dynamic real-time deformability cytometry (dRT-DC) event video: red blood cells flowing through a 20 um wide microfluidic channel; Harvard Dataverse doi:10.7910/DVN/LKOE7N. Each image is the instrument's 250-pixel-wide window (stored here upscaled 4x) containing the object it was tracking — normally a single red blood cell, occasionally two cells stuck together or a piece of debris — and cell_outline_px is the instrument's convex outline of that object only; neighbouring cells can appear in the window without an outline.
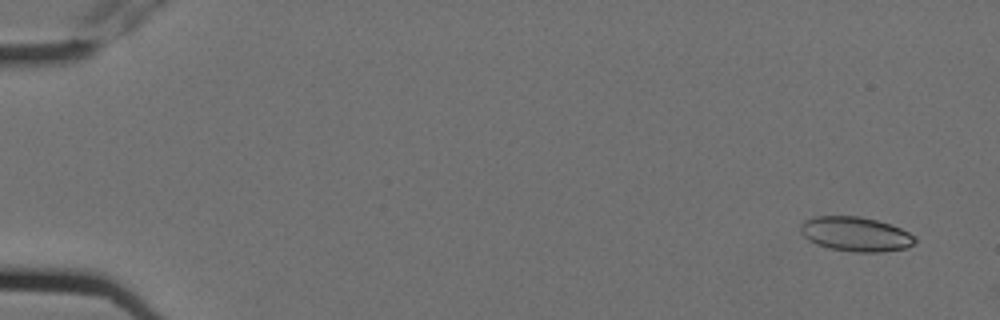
{"species": "Egyptian fruit bat (a non-hibernating species)", "species_latin": "Rousettus aegyptiacus", "temperature_condition": "cold", "stored_images_in_passage": 6, "camera_frame_rate_fps": 3000, "um_per_image_px": 0.085, "animal": {"sex": "female"}, "frame": {"image": 1, "passage_image": 2, "time_ms": 0.333, "image_size_px": [1000, 320], "cell_outline_px": [[916, 244], [908, 248], [880, 252], [852, 252], [828, 248], [816, 244], [808, 240], [800, 232], [800, 224], [804, 220], [816, 216], [860, 216], [876, 220], [900, 228], [916, 236]], "centroid_in_image_um": [72.73, 19.91], "position_along_channel_um": 12.3, "area_um2": 23.24}}